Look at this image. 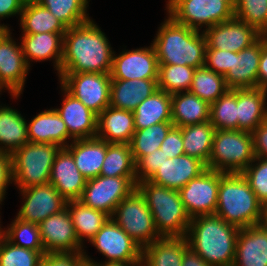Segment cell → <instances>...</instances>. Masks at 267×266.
<instances>
[{
	"mask_svg": "<svg viewBox=\"0 0 267 266\" xmlns=\"http://www.w3.org/2000/svg\"><path fill=\"white\" fill-rule=\"evenodd\" d=\"M182 0H168L166 1V8L165 10H167V14L179 3L181 2Z\"/></svg>",
	"mask_w": 267,
	"mask_h": 266,
	"instance_id": "57",
	"label": "cell"
},
{
	"mask_svg": "<svg viewBox=\"0 0 267 266\" xmlns=\"http://www.w3.org/2000/svg\"><path fill=\"white\" fill-rule=\"evenodd\" d=\"M206 169L207 165L203 161L183 154L166 159L149 181L179 191Z\"/></svg>",
	"mask_w": 267,
	"mask_h": 266,
	"instance_id": "20",
	"label": "cell"
},
{
	"mask_svg": "<svg viewBox=\"0 0 267 266\" xmlns=\"http://www.w3.org/2000/svg\"><path fill=\"white\" fill-rule=\"evenodd\" d=\"M160 149L168 158L185 154L181 127L173 126L161 143Z\"/></svg>",
	"mask_w": 267,
	"mask_h": 266,
	"instance_id": "49",
	"label": "cell"
},
{
	"mask_svg": "<svg viewBox=\"0 0 267 266\" xmlns=\"http://www.w3.org/2000/svg\"><path fill=\"white\" fill-rule=\"evenodd\" d=\"M256 194L258 201L267 206V160L260 157L255 159L241 173Z\"/></svg>",
	"mask_w": 267,
	"mask_h": 266,
	"instance_id": "46",
	"label": "cell"
},
{
	"mask_svg": "<svg viewBox=\"0 0 267 266\" xmlns=\"http://www.w3.org/2000/svg\"><path fill=\"white\" fill-rule=\"evenodd\" d=\"M239 230L215 214L201 215L191 218L186 237L189 248L211 266H233Z\"/></svg>",
	"mask_w": 267,
	"mask_h": 266,
	"instance_id": "2",
	"label": "cell"
},
{
	"mask_svg": "<svg viewBox=\"0 0 267 266\" xmlns=\"http://www.w3.org/2000/svg\"><path fill=\"white\" fill-rule=\"evenodd\" d=\"M6 32H0V38L5 34Z\"/></svg>",
	"mask_w": 267,
	"mask_h": 266,
	"instance_id": "66",
	"label": "cell"
},
{
	"mask_svg": "<svg viewBox=\"0 0 267 266\" xmlns=\"http://www.w3.org/2000/svg\"><path fill=\"white\" fill-rule=\"evenodd\" d=\"M133 114L135 130L148 128L157 123L172 122L171 94L158 89L144 99Z\"/></svg>",
	"mask_w": 267,
	"mask_h": 266,
	"instance_id": "33",
	"label": "cell"
},
{
	"mask_svg": "<svg viewBox=\"0 0 267 266\" xmlns=\"http://www.w3.org/2000/svg\"><path fill=\"white\" fill-rule=\"evenodd\" d=\"M5 229V230H4ZM3 229V236L12 244L46 254L41 240L39 226L34 223L15 219Z\"/></svg>",
	"mask_w": 267,
	"mask_h": 266,
	"instance_id": "42",
	"label": "cell"
},
{
	"mask_svg": "<svg viewBox=\"0 0 267 266\" xmlns=\"http://www.w3.org/2000/svg\"><path fill=\"white\" fill-rule=\"evenodd\" d=\"M24 2V4H28V3H39L40 0H22Z\"/></svg>",
	"mask_w": 267,
	"mask_h": 266,
	"instance_id": "62",
	"label": "cell"
},
{
	"mask_svg": "<svg viewBox=\"0 0 267 266\" xmlns=\"http://www.w3.org/2000/svg\"><path fill=\"white\" fill-rule=\"evenodd\" d=\"M134 132L133 111L109 105L98 115L96 137L107 143L129 144Z\"/></svg>",
	"mask_w": 267,
	"mask_h": 266,
	"instance_id": "26",
	"label": "cell"
},
{
	"mask_svg": "<svg viewBox=\"0 0 267 266\" xmlns=\"http://www.w3.org/2000/svg\"><path fill=\"white\" fill-rule=\"evenodd\" d=\"M22 34L66 33L67 27L40 3L24 4L19 17Z\"/></svg>",
	"mask_w": 267,
	"mask_h": 266,
	"instance_id": "35",
	"label": "cell"
},
{
	"mask_svg": "<svg viewBox=\"0 0 267 266\" xmlns=\"http://www.w3.org/2000/svg\"><path fill=\"white\" fill-rule=\"evenodd\" d=\"M267 90L262 88L237 89L238 130L253 132L267 120Z\"/></svg>",
	"mask_w": 267,
	"mask_h": 266,
	"instance_id": "27",
	"label": "cell"
},
{
	"mask_svg": "<svg viewBox=\"0 0 267 266\" xmlns=\"http://www.w3.org/2000/svg\"><path fill=\"white\" fill-rule=\"evenodd\" d=\"M215 215L242 229L263 223L264 206L241 173L219 172Z\"/></svg>",
	"mask_w": 267,
	"mask_h": 266,
	"instance_id": "4",
	"label": "cell"
},
{
	"mask_svg": "<svg viewBox=\"0 0 267 266\" xmlns=\"http://www.w3.org/2000/svg\"><path fill=\"white\" fill-rule=\"evenodd\" d=\"M263 224L267 227V206L264 207V220Z\"/></svg>",
	"mask_w": 267,
	"mask_h": 266,
	"instance_id": "61",
	"label": "cell"
},
{
	"mask_svg": "<svg viewBox=\"0 0 267 266\" xmlns=\"http://www.w3.org/2000/svg\"><path fill=\"white\" fill-rule=\"evenodd\" d=\"M39 3L67 28L80 25L91 19L87 14L88 0H40Z\"/></svg>",
	"mask_w": 267,
	"mask_h": 266,
	"instance_id": "40",
	"label": "cell"
},
{
	"mask_svg": "<svg viewBox=\"0 0 267 266\" xmlns=\"http://www.w3.org/2000/svg\"><path fill=\"white\" fill-rule=\"evenodd\" d=\"M227 90L228 87L223 75L215 73L205 65L195 68L192 85L189 89L194 95L212 104Z\"/></svg>",
	"mask_w": 267,
	"mask_h": 266,
	"instance_id": "39",
	"label": "cell"
},
{
	"mask_svg": "<svg viewBox=\"0 0 267 266\" xmlns=\"http://www.w3.org/2000/svg\"><path fill=\"white\" fill-rule=\"evenodd\" d=\"M233 52L218 49H206L205 66L215 73L225 75L232 67Z\"/></svg>",
	"mask_w": 267,
	"mask_h": 266,
	"instance_id": "48",
	"label": "cell"
},
{
	"mask_svg": "<svg viewBox=\"0 0 267 266\" xmlns=\"http://www.w3.org/2000/svg\"><path fill=\"white\" fill-rule=\"evenodd\" d=\"M182 266H211L190 248L184 253Z\"/></svg>",
	"mask_w": 267,
	"mask_h": 266,
	"instance_id": "55",
	"label": "cell"
},
{
	"mask_svg": "<svg viewBox=\"0 0 267 266\" xmlns=\"http://www.w3.org/2000/svg\"><path fill=\"white\" fill-rule=\"evenodd\" d=\"M60 148L56 144L28 142L15 150L10 156L16 188L26 189L49 183L51 167Z\"/></svg>",
	"mask_w": 267,
	"mask_h": 266,
	"instance_id": "7",
	"label": "cell"
},
{
	"mask_svg": "<svg viewBox=\"0 0 267 266\" xmlns=\"http://www.w3.org/2000/svg\"><path fill=\"white\" fill-rule=\"evenodd\" d=\"M137 188L136 177H104L88 179L79 201L90 208L113 215L116 206Z\"/></svg>",
	"mask_w": 267,
	"mask_h": 266,
	"instance_id": "10",
	"label": "cell"
},
{
	"mask_svg": "<svg viewBox=\"0 0 267 266\" xmlns=\"http://www.w3.org/2000/svg\"><path fill=\"white\" fill-rule=\"evenodd\" d=\"M114 50L93 19L67 28L60 73L110 74Z\"/></svg>",
	"mask_w": 267,
	"mask_h": 266,
	"instance_id": "1",
	"label": "cell"
},
{
	"mask_svg": "<svg viewBox=\"0 0 267 266\" xmlns=\"http://www.w3.org/2000/svg\"><path fill=\"white\" fill-rule=\"evenodd\" d=\"M43 248L48 253H75L85 249L79 241L67 207L39 225Z\"/></svg>",
	"mask_w": 267,
	"mask_h": 266,
	"instance_id": "17",
	"label": "cell"
},
{
	"mask_svg": "<svg viewBox=\"0 0 267 266\" xmlns=\"http://www.w3.org/2000/svg\"><path fill=\"white\" fill-rule=\"evenodd\" d=\"M80 266H98L96 263H91L87 261H83Z\"/></svg>",
	"mask_w": 267,
	"mask_h": 266,
	"instance_id": "60",
	"label": "cell"
},
{
	"mask_svg": "<svg viewBox=\"0 0 267 266\" xmlns=\"http://www.w3.org/2000/svg\"><path fill=\"white\" fill-rule=\"evenodd\" d=\"M226 1L233 9L236 6L237 0H224Z\"/></svg>",
	"mask_w": 267,
	"mask_h": 266,
	"instance_id": "59",
	"label": "cell"
},
{
	"mask_svg": "<svg viewBox=\"0 0 267 266\" xmlns=\"http://www.w3.org/2000/svg\"><path fill=\"white\" fill-rule=\"evenodd\" d=\"M145 197L157 232L161 237H184L191 221L178 190L169 189L149 180L137 183Z\"/></svg>",
	"mask_w": 267,
	"mask_h": 266,
	"instance_id": "5",
	"label": "cell"
},
{
	"mask_svg": "<svg viewBox=\"0 0 267 266\" xmlns=\"http://www.w3.org/2000/svg\"><path fill=\"white\" fill-rule=\"evenodd\" d=\"M65 33L22 34L21 46L25 61L29 68L30 62L53 60L57 75L60 74L63 55V37Z\"/></svg>",
	"mask_w": 267,
	"mask_h": 266,
	"instance_id": "24",
	"label": "cell"
},
{
	"mask_svg": "<svg viewBox=\"0 0 267 266\" xmlns=\"http://www.w3.org/2000/svg\"><path fill=\"white\" fill-rule=\"evenodd\" d=\"M166 17L152 41L159 65L204 66L207 44L203 31L181 25L169 15Z\"/></svg>",
	"mask_w": 267,
	"mask_h": 266,
	"instance_id": "3",
	"label": "cell"
},
{
	"mask_svg": "<svg viewBox=\"0 0 267 266\" xmlns=\"http://www.w3.org/2000/svg\"><path fill=\"white\" fill-rule=\"evenodd\" d=\"M29 142L27 120L19 111L0 105V152L12 154Z\"/></svg>",
	"mask_w": 267,
	"mask_h": 266,
	"instance_id": "32",
	"label": "cell"
},
{
	"mask_svg": "<svg viewBox=\"0 0 267 266\" xmlns=\"http://www.w3.org/2000/svg\"><path fill=\"white\" fill-rule=\"evenodd\" d=\"M64 93L61 108H55L65 122L69 135L75 139L96 137L98 115L88 109L80 100L68 93L62 86Z\"/></svg>",
	"mask_w": 267,
	"mask_h": 266,
	"instance_id": "21",
	"label": "cell"
},
{
	"mask_svg": "<svg viewBox=\"0 0 267 266\" xmlns=\"http://www.w3.org/2000/svg\"><path fill=\"white\" fill-rule=\"evenodd\" d=\"M23 7L22 0H0V21L16 15L20 17Z\"/></svg>",
	"mask_w": 267,
	"mask_h": 266,
	"instance_id": "53",
	"label": "cell"
},
{
	"mask_svg": "<svg viewBox=\"0 0 267 266\" xmlns=\"http://www.w3.org/2000/svg\"><path fill=\"white\" fill-rule=\"evenodd\" d=\"M43 255L31 249L22 248L0 238V266H40Z\"/></svg>",
	"mask_w": 267,
	"mask_h": 266,
	"instance_id": "44",
	"label": "cell"
},
{
	"mask_svg": "<svg viewBox=\"0 0 267 266\" xmlns=\"http://www.w3.org/2000/svg\"><path fill=\"white\" fill-rule=\"evenodd\" d=\"M13 183L12 159L10 154L0 152V204L6 195V190Z\"/></svg>",
	"mask_w": 267,
	"mask_h": 266,
	"instance_id": "51",
	"label": "cell"
},
{
	"mask_svg": "<svg viewBox=\"0 0 267 266\" xmlns=\"http://www.w3.org/2000/svg\"><path fill=\"white\" fill-rule=\"evenodd\" d=\"M216 130H238L237 89H228L210 104V120Z\"/></svg>",
	"mask_w": 267,
	"mask_h": 266,
	"instance_id": "41",
	"label": "cell"
},
{
	"mask_svg": "<svg viewBox=\"0 0 267 266\" xmlns=\"http://www.w3.org/2000/svg\"><path fill=\"white\" fill-rule=\"evenodd\" d=\"M133 266H147L142 260L138 263H135Z\"/></svg>",
	"mask_w": 267,
	"mask_h": 266,
	"instance_id": "63",
	"label": "cell"
},
{
	"mask_svg": "<svg viewBox=\"0 0 267 266\" xmlns=\"http://www.w3.org/2000/svg\"><path fill=\"white\" fill-rule=\"evenodd\" d=\"M166 15L197 31L235 17L234 9L224 0H182Z\"/></svg>",
	"mask_w": 267,
	"mask_h": 266,
	"instance_id": "11",
	"label": "cell"
},
{
	"mask_svg": "<svg viewBox=\"0 0 267 266\" xmlns=\"http://www.w3.org/2000/svg\"><path fill=\"white\" fill-rule=\"evenodd\" d=\"M86 181L76 167L72 153L66 147H61L51 167L49 182L69 202L80 199Z\"/></svg>",
	"mask_w": 267,
	"mask_h": 266,
	"instance_id": "19",
	"label": "cell"
},
{
	"mask_svg": "<svg viewBox=\"0 0 267 266\" xmlns=\"http://www.w3.org/2000/svg\"><path fill=\"white\" fill-rule=\"evenodd\" d=\"M233 266H267V227L263 223L239 230Z\"/></svg>",
	"mask_w": 267,
	"mask_h": 266,
	"instance_id": "23",
	"label": "cell"
},
{
	"mask_svg": "<svg viewBox=\"0 0 267 266\" xmlns=\"http://www.w3.org/2000/svg\"><path fill=\"white\" fill-rule=\"evenodd\" d=\"M8 30H10V27H8L7 24L4 25V23H0V32H7Z\"/></svg>",
	"mask_w": 267,
	"mask_h": 266,
	"instance_id": "58",
	"label": "cell"
},
{
	"mask_svg": "<svg viewBox=\"0 0 267 266\" xmlns=\"http://www.w3.org/2000/svg\"><path fill=\"white\" fill-rule=\"evenodd\" d=\"M157 90V80L111 79L110 106L117 109L134 111L144 99Z\"/></svg>",
	"mask_w": 267,
	"mask_h": 266,
	"instance_id": "28",
	"label": "cell"
},
{
	"mask_svg": "<svg viewBox=\"0 0 267 266\" xmlns=\"http://www.w3.org/2000/svg\"><path fill=\"white\" fill-rule=\"evenodd\" d=\"M1 214V213H0ZM1 217V216H0ZM1 220V219H0ZM2 227V224H1V221H0V238H1V236H2V234H3V228H1Z\"/></svg>",
	"mask_w": 267,
	"mask_h": 266,
	"instance_id": "65",
	"label": "cell"
},
{
	"mask_svg": "<svg viewBox=\"0 0 267 266\" xmlns=\"http://www.w3.org/2000/svg\"><path fill=\"white\" fill-rule=\"evenodd\" d=\"M188 249L186 236L161 237L142 249V261L147 266H182Z\"/></svg>",
	"mask_w": 267,
	"mask_h": 266,
	"instance_id": "30",
	"label": "cell"
},
{
	"mask_svg": "<svg viewBox=\"0 0 267 266\" xmlns=\"http://www.w3.org/2000/svg\"><path fill=\"white\" fill-rule=\"evenodd\" d=\"M255 159L252 132L215 130L208 169L242 173Z\"/></svg>",
	"mask_w": 267,
	"mask_h": 266,
	"instance_id": "6",
	"label": "cell"
},
{
	"mask_svg": "<svg viewBox=\"0 0 267 266\" xmlns=\"http://www.w3.org/2000/svg\"><path fill=\"white\" fill-rule=\"evenodd\" d=\"M172 123L185 127L210 120V104L190 91L171 95Z\"/></svg>",
	"mask_w": 267,
	"mask_h": 266,
	"instance_id": "31",
	"label": "cell"
},
{
	"mask_svg": "<svg viewBox=\"0 0 267 266\" xmlns=\"http://www.w3.org/2000/svg\"><path fill=\"white\" fill-rule=\"evenodd\" d=\"M76 167L88 180L100 175L107 151V142L98 138L75 139L66 147Z\"/></svg>",
	"mask_w": 267,
	"mask_h": 266,
	"instance_id": "29",
	"label": "cell"
},
{
	"mask_svg": "<svg viewBox=\"0 0 267 266\" xmlns=\"http://www.w3.org/2000/svg\"><path fill=\"white\" fill-rule=\"evenodd\" d=\"M195 68L186 65H159L158 89L168 94L189 91Z\"/></svg>",
	"mask_w": 267,
	"mask_h": 266,
	"instance_id": "43",
	"label": "cell"
},
{
	"mask_svg": "<svg viewBox=\"0 0 267 266\" xmlns=\"http://www.w3.org/2000/svg\"><path fill=\"white\" fill-rule=\"evenodd\" d=\"M84 260L91 263H96L98 266H133L135 263H124V262H97L93 260L88 254H86V250L83 251Z\"/></svg>",
	"mask_w": 267,
	"mask_h": 266,
	"instance_id": "56",
	"label": "cell"
},
{
	"mask_svg": "<svg viewBox=\"0 0 267 266\" xmlns=\"http://www.w3.org/2000/svg\"><path fill=\"white\" fill-rule=\"evenodd\" d=\"M234 16L261 34L267 27V0H237Z\"/></svg>",
	"mask_w": 267,
	"mask_h": 266,
	"instance_id": "45",
	"label": "cell"
},
{
	"mask_svg": "<svg viewBox=\"0 0 267 266\" xmlns=\"http://www.w3.org/2000/svg\"><path fill=\"white\" fill-rule=\"evenodd\" d=\"M262 51V36L251 46L233 52L230 70L224 75L228 89L257 87L259 60Z\"/></svg>",
	"mask_w": 267,
	"mask_h": 266,
	"instance_id": "22",
	"label": "cell"
},
{
	"mask_svg": "<svg viewBox=\"0 0 267 266\" xmlns=\"http://www.w3.org/2000/svg\"><path fill=\"white\" fill-rule=\"evenodd\" d=\"M166 159H168V157L161 149H157L152 154L143 156L136 163L137 183L149 180Z\"/></svg>",
	"mask_w": 267,
	"mask_h": 266,
	"instance_id": "47",
	"label": "cell"
},
{
	"mask_svg": "<svg viewBox=\"0 0 267 266\" xmlns=\"http://www.w3.org/2000/svg\"><path fill=\"white\" fill-rule=\"evenodd\" d=\"M252 135L255 157L267 160V120L261 123Z\"/></svg>",
	"mask_w": 267,
	"mask_h": 266,
	"instance_id": "52",
	"label": "cell"
},
{
	"mask_svg": "<svg viewBox=\"0 0 267 266\" xmlns=\"http://www.w3.org/2000/svg\"><path fill=\"white\" fill-rule=\"evenodd\" d=\"M11 34L10 29L0 38V88L7 90L13 99H18L30 68L25 61L21 42L17 43Z\"/></svg>",
	"mask_w": 267,
	"mask_h": 266,
	"instance_id": "13",
	"label": "cell"
},
{
	"mask_svg": "<svg viewBox=\"0 0 267 266\" xmlns=\"http://www.w3.org/2000/svg\"><path fill=\"white\" fill-rule=\"evenodd\" d=\"M100 175L104 177H136V164L129 144L107 143Z\"/></svg>",
	"mask_w": 267,
	"mask_h": 266,
	"instance_id": "37",
	"label": "cell"
},
{
	"mask_svg": "<svg viewBox=\"0 0 267 266\" xmlns=\"http://www.w3.org/2000/svg\"><path fill=\"white\" fill-rule=\"evenodd\" d=\"M83 261V252L48 253L43 256L40 266H80Z\"/></svg>",
	"mask_w": 267,
	"mask_h": 266,
	"instance_id": "50",
	"label": "cell"
},
{
	"mask_svg": "<svg viewBox=\"0 0 267 266\" xmlns=\"http://www.w3.org/2000/svg\"><path fill=\"white\" fill-rule=\"evenodd\" d=\"M111 218L142 249L161 238L145 197L137 188L116 206Z\"/></svg>",
	"mask_w": 267,
	"mask_h": 266,
	"instance_id": "8",
	"label": "cell"
},
{
	"mask_svg": "<svg viewBox=\"0 0 267 266\" xmlns=\"http://www.w3.org/2000/svg\"><path fill=\"white\" fill-rule=\"evenodd\" d=\"M19 191L24 201L16 218L24 222L39 225L47 217L66 208L67 201L50 182Z\"/></svg>",
	"mask_w": 267,
	"mask_h": 266,
	"instance_id": "15",
	"label": "cell"
},
{
	"mask_svg": "<svg viewBox=\"0 0 267 266\" xmlns=\"http://www.w3.org/2000/svg\"><path fill=\"white\" fill-rule=\"evenodd\" d=\"M218 188L219 171L206 169L179 190L181 201L190 218L215 214Z\"/></svg>",
	"mask_w": 267,
	"mask_h": 266,
	"instance_id": "14",
	"label": "cell"
},
{
	"mask_svg": "<svg viewBox=\"0 0 267 266\" xmlns=\"http://www.w3.org/2000/svg\"><path fill=\"white\" fill-rule=\"evenodd\" d=\"M257 87L267 90V40L262 37V51L259 60Z\"/></svg>",
	"mask_w": 267,
	"mask_h": 266,
	"instance_id": "54",
	"label": "cell"
},
{
	"mask_svg": "<svg viewBox=\"0 0 267 266\" xmlns=\"http://www.w3.org/2000/svg\"><path fill=\"white\" fill-rule=\"evenodd\" d=\"M27 131L29 142L33 143L56 144L60 147H67L74 140L69 135L65 122L55 108L46 109L33 117L27 123Z\"/></svg>",
	"mask_w": 267,
	"mask_h": 266,
	"instance_id": "25",
	"label": "cell"
},
{
	"mask_svg": "<svg viewBox=\"0 0 267 266\" xmlns=\"http://www.w3.org/2000/svg\"><path fill=\"white\" fill-rule=\"evenodd\" d=\"M66 207L69 211L76 235L83 246L85 243L84 240H88L89 243L110 218L105 212L90 208L79 200L67 202Z\"/></svg>",
	"mask_w": 267,
	"mask_h": 266,
	"instance_id": "34",
	"label": "cell"
},
{
	"mask_svg": "<svg viewBox=\"0 0 267 266\" xmlns=\"http://www.w3.org/2000/svg\"><path fill=\"white\" fill-rule=\"evenodd\" d=\"M215 130L210 121L181 127L185 154L203 161L207 168Z\"/></svg>",
	"mask_w": 267,
	"mask_h": 266,
	"instance_id": "36",
	"label": "cell"
},
{
	"mask_svg": "<svg viewBox=\"0 0 267 266\" xmlns=\"http://www.w3.org/2000/svg\"><path fill=\"white\" fill-rule=\"evenodd\" d=\"M159 61L153 44L133 50L124 49L113 53L111 79L158 80Z\"/></svg>",
	"mask_w": 267,
	"mask_h": 266,
	"instance_id": "16",
	"label": "cell"
},
{
	"mask_svg": "<svg viewBox=\"0 0 267 266\" xmlns=\"http://www.w3.org/2000/svg\"><path fill=\"white\" fill-rule=\"evenodd\" d=\"M89 242L107 258L103 263L142 260V248L111 217Z\"/></svg>",
	"mask_w": 267,
	"mask_h": 266,
	"instance_id": "12",
	"label": "cell"
},
{
	"mask_svg": "<svg viewBox=\"0 0 267 266\" xmlns=\"http://www.w3.org/2000/svg\"><path fill=\"white\" fill-rule=\"evenodd\" d=\"M261 36L264 37L267 40V27L266 29L261 33Z\"/></svg>",
	"mask_w": 267,
	"mask_h": 266,
	"instance_id": "64",
	"label": "cell"
},
{
	"mask_svg": "<svg viewBox=\"0 0 267 266\" xmlns=\"http://www.w3.org/2000/svg\"><path fill=\"white\" fill-rule=\"evenodd\" d=\"M173 126L172 122H162L148 128L135 130L129 143L135 164L143 156L160 149L161 143Z\"/></svg>",
	"mask_w": 267,
	"mask_h": 266,
	"instance_id": "38",
	"label": "cell"
},
{
	"mask_svg": "<svg viewBox=\"0 0 267 266\" xmlns=\"http://www.w3.org/2000/svg\"><path fill=\"white\" fill-rule=\"evenodd\" d=\"M58 77L60 85L95 114L110 105V74L60 73Z\"/></svg>",
	"mask_w": 267,
	"mask_h": 266,
	"instance_id": "9",
	"label": "cell"
},
{
	"mask_svg": "<svg viewBox=\"0 0 267 266\" xmlns=\"http://www.w3.org/2000/svg\"><path fill=\"white\" fill-rule=\"evenodd\" d=\"M206 37V49L240 52L251 46L261 34L237 18L216 24L203 31Z\"/></svg>",
	"mask_w": 267,
	"mask_h": 266,
	"instance_id": "18",
	"label": "cell"
}]
</instances>
